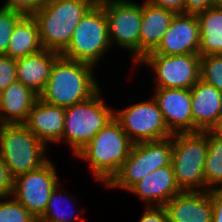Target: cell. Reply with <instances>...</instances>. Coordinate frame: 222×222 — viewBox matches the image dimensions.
Wrapping results in <instances>:
<instances>
[{
  "mask_svg": "<svg viewBox=\"0 0 222 222\" xmlns=\"http://www.w3.org/2000/svg\"><path fill=\"white\" fill-rule=\"evenodd\" d=\"M94 6L89 0H45L32 15L43 49L62 53L82 17Z\"/></svg>",
  "mask_w": 222,
  "mask_h": 222,
  "instance_id": "obj_2",
  "label": "cell"
},
{
  "mask_svg": "<svg viewBox=\"0 0 222 222\" xmlns=\"http://www.w3.org/2000/svg\"><path fill=\"white\" fill-rule=\"evenodd\" d=\"M33 222H49L41 217H35L34 221Z\"/></svg>",
  "mask_w": 222,
  "mask_h": 222,
  "instance_id": "obj_38",
  "label": "cell"
},
{
  "mask_svg": "<svg viewBox=\"0 0 222 222\" xmlns=\"http://www.w3.org/2000/svg\"><path fill=\"white\" fill-rule=\"evenodd\" d=\"M133 144L113 117L75 156L89 162L92 176L106 185L128 158Z\"/></svg>",
  "mask_w": 222,
  "mask_h": 222,
  "instance_id": "obj_3",
  "label": "cell"
},
{
  "mask_svg": "<svg viewBox=\"0 0 222 222\" xmlns=\"http://www.w3.org/2000/svg\"><path fill=\"white\" fill-rule=\"evenodd\" d=\"M39 28L32 15H24L15 25L6 55L18 59L42 50Z\"/></svg>",
  "mask_w": 222,
  "mask_h": 222,
  "instance_id": "obj_22",
  "label": "cell"
},
{
  "mask_svg": "<svg viewBox=\"0 0 222 222\" xmlns=\"http://www.w3.org/2000/svg\"><path fill=\"white\" fill-rule=\"evenodd\" d=\"M138 222H169L164 206H146Z\"/></svg>",
  "mask_w": 222,
  "mask_h": 222,
  "instance_id": "obj_31",
  "label": "cell"
},
{
  "mask_svg": "<svg viewBox=\"0 0 222 222\" xmlns=\"http://www.w3.org/2000/svg\"><path fill=\"white\" fill-rule=\"evenodd\" d=\"M101 6L108 21L111 47L116 43L117 47L130 52L136 64L139 61L142 4L139 5L127 0H107Z\"/></svg>",
  "mask_w": 222,
  "mask_h": 222,
  "instance_id": "obj_9",
  "label": "cell"
},
{
  "mask_svg": "<svg viewBox=\"0 0 222 222\" xmlns=\"http://www.w3.org/2000/svg\"><path fill=\"white\" fill-rule=\"evenodd\" d=\"M157 102L165 124L172 134L194 132L191 89L155 88Z\"/></svg>",
  "mask_w": 222,
  "mask_h": 222,
  "instance_id": "obj_13",
  "label": "cell"
},
{
  "mask_svg": "<svg viewBox=\"0 0 222 222\" xmlns=\"http://www.w3.org/2000/svg\"><path fill=\"white\" fill-rule=\"evenodd\" d=\"M13 178L9 174L8 167L0 157V197L12 196Z\"/></svg>",
  "mask_w": 222,
  "mask_h": 222,
  "instance_id": "obj_32",
  "label": "cell"
},
{
  "mask_svg": "<svg viewBox=\"0 0 222 222\" xmlns=\"http://www.w3.org/2000/svg\"><path fill=\"white\" fill-rule=\"evenodd\" d=\"M55 165L50 159L41 167L13 179L12 196L34 217H41L52 191L60 183Z\"/></svg>",
  "mask_w": 222,
  "mask_h": 222,
  "instance_id": "obj_12",
  "label": "cell"
},
{
  "mask_svg": "<svg viewBox=\"0 0 222 222\" xmlns=\"http://www.w3.org/2000/svg\"><path fill=\"white\" fill-rule=\"evenodd\" d=\"M34 219L35 217L13 196L0 197V222H33Z\"/></svg>",
  "mask_w": 222,
  "mask_h": 222,
  "instance_id": "obj_27",
  "label": "cell"
},
{
  "mask_svg": "<svg viewBox=\"0 0 222 222\" xmlns=\"http://www.w3.org/2000/svg\"><path fill=\"white\" fill-rule=\"evenodd\" d=\"M65 108L42 101L39 97L32 106L24 125L46 146L62 142Z\"/></svg>",
  "mask_w": 222,
  "mask_h": 222,
  "instance_id": "obj_17",
  "label": "cell"
},
{
  "mask_svg": "<svg viewBox=\"0 0 222 222\" xmlns=\"http://www.w3.org/2000/svg\"><path fill=\"white\" fill-rule=\"evenodd\" d=\"M101 88L88 99L65 108L62 142L66 141L76 155L114 117Z\"/></svg>",
  "mask_w": 222,
  "mask_h": 222,
  "instance_id": "obj_5",
  "label": "cell"
},
{
  "mask_svg": "<svg viewBox=\"0 0 222 222\" xmlns=\"http://www.w3.org/2000/svg\"><path fill=\"white\" fill-rule=\"evenodd\" d=\"M95 67L59 56L39 98L51 105L69 107L88 99L100 86L94 77Z\"/></svg>",
  "mask_w": 222,
  "mask_h": 222,
  "instance_id": "obj_1",
  "label": "cell"
},
{
  "mask_svg": "<svg viewBox=\"0 0 222 222\" xmlns=\"http://www.w3.org/2000/svg\"><path fill=\"white\" fill-rule=\"evenodd\" d=\"M89 1H91L94 5H101L107 0H89Z\"/></svg>",
  "mask_w": 222,
  "mask_h": 222,
  "instance_id": "obj_37",
  "label": "cell"
},
{
  "mask_svg": "<svg viewBox=\"0 0 222 222\" xmlns=\"http://www.w3.org/2000/svg\"><path fill=\"white\" fill-rule=\"evenodd\" d=\"M110 46L105 11L101 5H94L79 21L69 45L60 55L97 67Z\"/></svg>",
  "mask_w": 222,
  "mask_h": 222,
  "instance_id": "obj_7",
  "label": "cell"
},
{
  "mask_svg": "<svg viewBox=\"0 0 222 222\" xmlns=\"http://www.w3.org/2000/svg\"><path fill=\"white\" fill-rule=\"evenodd\" d=\"M200 79L222 92V55L201 56Z\"/></svg>",
  "mask_w": 222,
  "mask_h": 222,
  "instance_id": "obj_26",
  "label": "cell"
},
{
  "mask_svg": "<svg viewBox=\"0 0 222 222\" xmlns=\"http://www.w3.org/2000/svg\"><path fill=\"white\" fill-rule=\"evenodd\" d=\"M200 31L195 14L177 13L158 47L148 54H199Z\"/></svg>",
  "mask_w": 222,
  "mask_h": 222,
  "instance_id": "obj_14",
  "label": "cell"
},
{
  "mask_svg": "<svg viewBox=\"0 0 222 222\" xmlns=\"http://www.w3.org/2000/svg\"><path fill=\"white\" fill-rule=\"evenodd\" d=\"M114 118L133 143L157 141L173 135L154 98L114 110Z\"/></svg>",
  "mask_w": 222,
  "mask_h": 222,
  "instance_id": "obj_10",
  "label": "cell"
},
{
  "mask_svg": "<svg viewBox=\"0 0 222 222\" xmlns=\"http://www.w3.org/2000/svg\"><path fill=\"white\" fill-rule=\"evenodd\" d=\"M38 95L15 81L0 93V124H24Z\"/></svg>",
  "mask_w": 222,
  "mask_h": 222,
  "instance_id": "obj_21",
  "label": "cell"
},
{
  "mask_svg": "<svg viewBox=\"0 0 222 222\" xmlns=\"http://www.w3.org/2000/svg\"><path fill=\"white\" fill-rule=\"evenodd\" d=\"M199 54H146L137 63L153 69L156 88L191 89L200 80Z\"/></svg>",
  "mask_w": 222,
  "mask_h": 222,
  "instance_id": "obj_11",
  "label": "cell"
},
{
  "mask_svg": "<svg viewBox=\"0 0 222 222\" xmlns=\"http://www.w3.org/2000/svg\"><path fill=\"white\" fill-rule=\"evenodd\" d=\"M210 132L222 137V112L219 115V118Z\"/></svg>",
  "mask_w": 222,
  "mask_h": 222,
  "instance_id": "obj_36",
  "label": "cell"
},
{
  "mask_svg": "<svg viewBox=\"0 0 222 222\" xmlns=\"http://www.w3.org/2000/svg\"><path fill=\"white\" fill-rule=\"evenodd\" d=\"M171 162L172 136L157 141L134 143L128 158L105 187L129 191L145 176Z\"/></svg>",
  "mask_w": 222,
  "mask_h": 222,
  "instance_id": "obj_8",
  "label": "cell"
},
{
  "mask_svg": "<svg viewBox=\"0 0 222 222\" xmlns=\"http://www.w3.org/2000/svg\"><path fill=\"white\" fill-rule=\"evenodd\" d=\"M129 191L141 198L145 206H164L182 192L176 182L172 163L148 174Z\"/></svg>",
  "mask_w": 222,
  "mask_h": 222,
  "instance_id": "obj_15",
  "label": "cell"
},
{
  "mask_svg": "<svg viewBox=\"0 0 222 222\" xmlns=\"http://www.w3.org/2000/svg\"><path fill=\"white\" fill-rule=\"evenodd\" d=\"M60 185L61 184L59 183L57 185V187L52 191V193L50 195V199L48 201V205H47L46 211L41 216V218H43V219H45V220H47L49 222H79L77 218H79V216L81 215L80 212H77L78 214L73 215L75 213H73V214L70 213L69 214V212H66V210H67L66 208H65V210L61 209L62 207L59 208L60 207L59 205H61L62 203H64L63 205H65L67 202H69L67 200H65V202L61 200V196H64L62 194V192H64V191L62 190V187L60 189ZM64 198L69 200L68 197L66 198L64 196Z\"/></svg>",
  "mask_w": 222,
  "mask_h": 222,
  "instance_id": "obj_25",
  "label": "cell"
},
{
  "mask_svg": "<svg viewBox=\"0 0 222 222\" xmlns=\"http://www.w3.org/2000/svg\"><path fill=\"white\" fill-rule=\"evenodd\" d=\"M151 4L169 9L177 13H184L185 0H147Z\"/></svg>",
  "mask_w": 222,
  "mask_h": 222,
  "instance_id": "obj_35",
  "label": "cell"
},
{
  "mask_svg": "<svg viewBox=\"0 0 222 222\" xmlns=\"http://www.w3.org/2000/svg\"><path fill=\"white\" fill-rule=\"evenodd\" d=\"M44 2L45 0H6L2 7L22 15H33Z\"/></svg>",
  "mask_w": 222,
  "mask_h": 222,
  "instance_id": "obj_30",
  "label": "cell"
},
{
  "mask_svg": "<svg viewBox=\"0 0 222 222\" xmlns=\"http://www.w3.org/2000/svg\"><path fill=\"white\" fill-rule=\"evenodd\" d=\"M21 13L0 8V54H5L16 23L23 17Z\"/></svg>",
  "mask_w": 222,
  "mask_h": 222,
  "instance_id": "obj_28",
  "label": "cell"
},
{
  "mask_svg": "<svg viewBox=\"0 0 222 222\" xmlns=\"http://www.w3.org/2000/svg\"><path fill=\"white\" fill-rule=\"evenodd\" d=\"M17 81L16 59L0 54V92Z\"/></svg>",
  "mask_w": 222,
  "mask_h": 222,
  "instance_id": "obj_29",
  "label": "cell"
},
{
  "mask_svg": "<svg viewBox=\"0 0 222 222\" xmlns=\"http://www.w3.org/2000/svg\"><path fill=\"white\" fill-rule=\"evenodd\" d=\"M175 14L172 10L155 6L144 0L139 37V60L158 47Z\"/></svg>",
  "mask_w": 222,
  "mask_h": 222,
  "instance_id": "obj_19",
  "label": "cell"
},
{
  "mask_svg": "<svg viewBox=\"0 0 222 222\" xmlns=\"http://www.w3.org/2000/svg\"><path fill=\"white\" fill-rule=\"evenodd\" d=\"M217 5L222 6V0H217Z\"/></svg>",
  "mask_w": 222,
  "mask_h": 222,
  "instance_id": "obj_39",
  "label": "cell"
},
{
  "mask_svg": "<svg viewBox=\"0 0 222 222\" xmlns=\"http://www.w3.org/2000/svg\"><path fill=\"white\" fill-rule=\"evenodd\" d=\"M204 178L207 191L222 189V137L210 131H208Z\"/></svg>",
  "mask_w": 222,
  "mask_h": 222,
  "instance_id": "obj_24",
  "label": "cell"
},
{
  "mask_svg": "<svg viewBox=\"0 0 222 222\" xmlns=\"http://www.w3.org/2000/svg\"><path fill=\"white\" fill-rule=\"evenodd\" d=\"M208 131L172 135V166L182 191H206L204 166Z\"/></svg>",
  "mask_w": 222,
  "mask_h": 222,
  "instance_id": "obj_4",
  "label": "cell"
},
{
  "mask_svg": "<svg viewBox=\"0 0 222 222\" xmlns=\"http://www.w3.org/2000/svg\"><path fill=\"white\" fill-rule=\"evenodd\" d=\"M215 5L217 0H185L184 13L196 15Z\"/></svg>",
  "mask_w": 222,
  "mask_h": 222,
  "instance_id": "obj_33",
  "label": "cell"
},
{
  "mask_svg": "<svg viewBox=\"0 0 222 222\" xmlns=\"http://www.w3.org/2000/svg\"><path fill=\"white\" fill-rule=\"evenodd\" d=\"M60 53L42 49L40 52L16 59L17 81L38 96L44 91L50 72Z\"/></svg>",
  "mask_w": 222,
  "mask_h": 222,
  "instance_id": "obj_20",
  "label": "cell"
},
{
  "mask_svg": "<svg viewBox=\"0 0 222 222\" xmlns=\"http://www.w3.org/2000/svg\"><path fill=\"white\" fill-rule=\"evenodd\" d=\"M169 222H212L209 191H182L164 205Z\"/></svg>",
  "mask_w": 222,
  "mask_h": 222,
  "instance_id": "obj_16",
  "label": "cell"
},
{
  "mask_svg": "<svg viewBox=\"0 0 222 222\" xmlns=\"http://www.w3.org/2000/svg\"><path fill=\"white\" fill-rule=\"evenodd\" d=\"M194 132L210 131L222 112V92L201 79L191 88Z\"/></svg>",
  "mask_w": 222,
  "mask_h": 222,
  "instance_id": "obj_18",
  "label": "cell"
},
{
  "mask_svg": "<svg viewBox=\"0 0 222 222\" xmlns=\"http://www.w3.org/2000/svg\"><path fill=\"white\" fill-rule=\"evenodd\" d=\"M213 206L212 222H222V189L209 190Z\"/></svg>",
  "mask_w": 222,
  "mask_h": 222,
  "instance_id": "obj_34",
  "label": "cell"
},
{
  "mask_svg": "<svg viewBox=\"0 0 222 222\" xmlns=\"http://www.w3.org/2000/svg\"><path fill=\"white\" fill-rule=\"evenodd\" d=\"M196 16L200 31L199 55H222V6H212Z\"/></svg>",
  "mask_w": 222,
  "mask_h": 222,
  "instance_id": "obj_23",
  "label": "cell"
},
{
  "mask_svg": "<svg viewBox=\"0 0 222 222\" xmlns=\"http://www.w3.org/2000/svg\"><path fill=\"white\" fill-rule=\"evenodd\" d=\"M46 147L24 124H0V157L13 179L45 164Z\"/></svg>",
  "mask_w": 222,
  "mask_h": 222,
  "instance_id": "obj_6",
  "label": "cell"
}]
</instances>
